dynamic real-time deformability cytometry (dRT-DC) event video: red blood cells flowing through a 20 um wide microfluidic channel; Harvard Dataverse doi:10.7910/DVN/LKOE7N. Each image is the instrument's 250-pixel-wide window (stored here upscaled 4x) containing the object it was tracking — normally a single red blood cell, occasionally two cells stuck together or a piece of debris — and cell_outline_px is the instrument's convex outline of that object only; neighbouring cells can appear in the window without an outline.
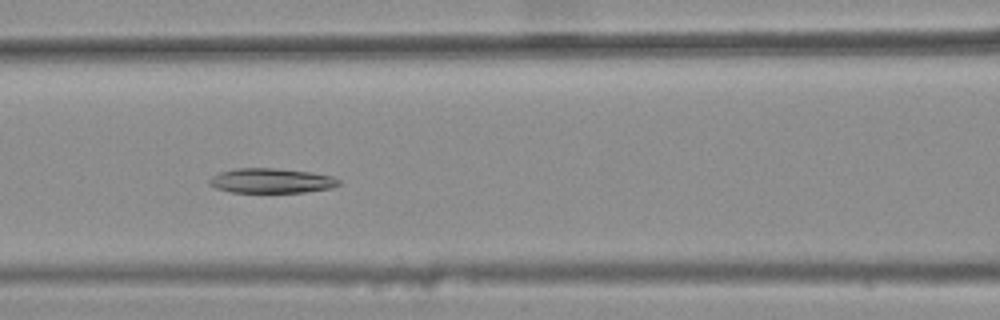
{"species": "common noctule bat (a hibernating species)", "species_latin": "Nyctalus noctula", "temperature_condition": "warm", "stored_images_in_passage": 37, "camera_frame_rate_fps": 3000, "um_per_image_px": 0.085, "animal": {"sex": "female", "body_mass_g": 25.1}, "frame": {"image": 1, "passage_image": 16, "time_ms": 5.0, "image_size_px": [1000, 320], "cell_outline_px": [[340, 184], [332, 188], [304, 192], [232, 192], [216, 188], [208, 184], [208, 180], [212, 176], [220, 172], [236, 168], [272, 168], [312, 172], [332, 176], [340, 180]], "centroid_in_image_um": [23.06, 15.36], "position_along_channel_um": 143.5, "area_um2": 18.67}}
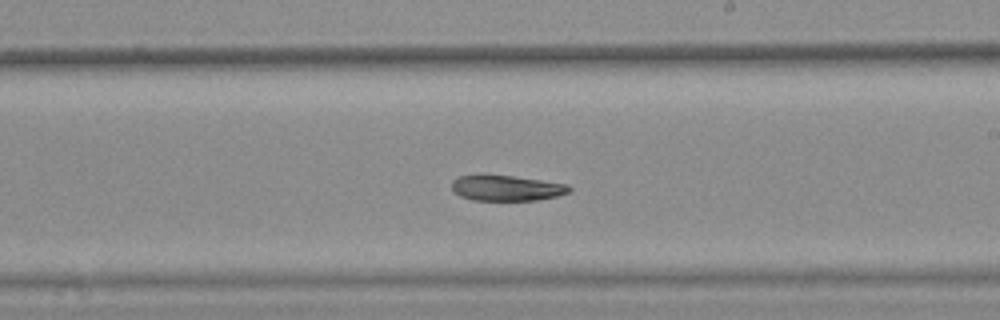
{"frame": {"image": 2, "passage_image": 24, "time_ms": 7.667, "image_size_px": [1000, 320], "cell_outline_px": [[572, 188], [568, 192], [556, 196], [536, 200], [472, 200], [460, 196], [452, 192], [452, 180], [460, 176], [480, 172], [484, 172], [516, 176], [568, 184]], "centroid_in_image_um": [42.97, 15.94], "position_along_channel_um": 246.0, "area_um2": 18.15}}
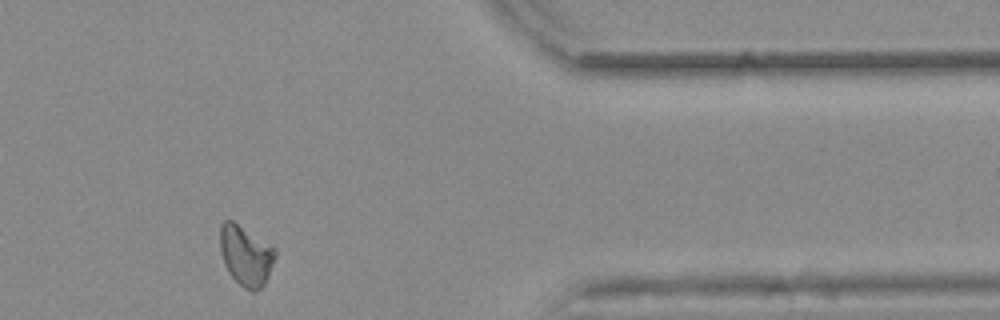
{"frame": {"image": 3, "passage_image": 37, "time_ms": 12.0, "image_size_px": [1000, 320], "cell_outline_px": [[276, 256], [268, 276], [264, 284], [256, 292], [252, 292], [244, 288], [228, 272], [224, 264], [220, 252], [220, 224], [224, 220], [232, 220], [272, 244], [276, 248]], "centroid_in_image_um": [20.9, 21.7], "position_along_channel_um": 390.5, "area_um2": 19.59}, "authors_computed_cell_mechanics": {"area_um2": 19.074, "velocity_mm_per_s": 3.8562, "shape_relaxation_time_tau1_ms": 11.0571, "shape_relaxation_time_tau2_ms": null, "deformation_change_tau1": 0.1945, "deformation_change_tau2": null}}